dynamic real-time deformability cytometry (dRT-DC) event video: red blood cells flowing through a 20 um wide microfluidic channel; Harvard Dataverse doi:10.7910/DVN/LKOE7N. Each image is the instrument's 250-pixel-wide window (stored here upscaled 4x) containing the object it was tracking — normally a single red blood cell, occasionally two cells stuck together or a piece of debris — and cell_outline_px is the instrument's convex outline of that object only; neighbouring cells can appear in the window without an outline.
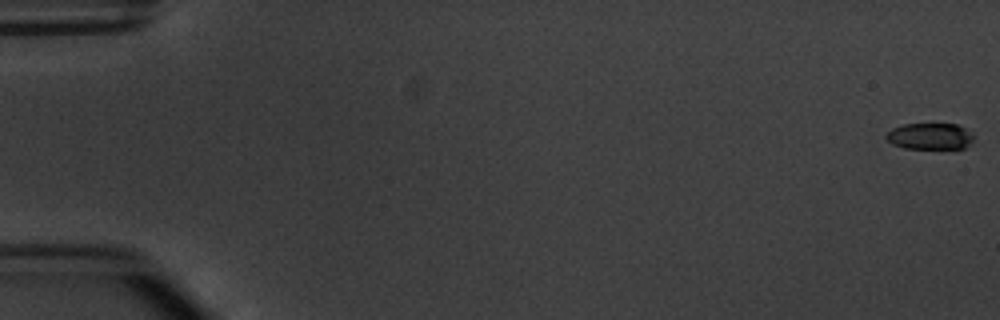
{"species": "common noctule bat (a hibernating species)", "species_latin": "Nyctalus noctula", "temperature_condition": "warm", "stored_images_in_passage": 6, "camera_frame_rate_fps": 3000, "um_per_image_px": 0.085, "animal": {"sex": "male", "body_mass_g": 20.1, "forearm_length_mm": 53.5}, "frame": {"image": 1, "passage_image": 1, "time_ms": 0.0, "image_size_px": [1000, 320], "cell_outline_px": [[972, 140], [964, 148], [904, 148], [892, 144], [884, 136], [892, 128], [904, 124], [956, 124], [964, 128], [972, 136]], "centroid_in_image_um": [78.99, 11.58], "position_along_channel_um": 6.0, "area_um2": 13.18}}
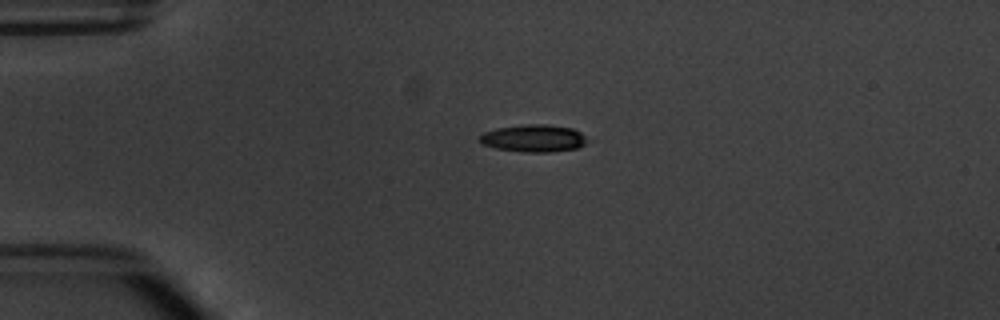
{"frame": {"image": 2, "passage_image": 4, "time_ms": 4.333, "image_size_px": [1000, 320], "cell_outline_px": [[592, 140], [576, 148], [552, 152], [524, 152], [496, 148], [484, 144], [480, 140], [480, 136], [484, 132], [496, 128], [528, 124], [548, 124], [572, 128], [580, 132]], "centroid_in_image_um": [45.42, 11.75], "position_along_channel_um": 39.6, "area_um2": 17.17}}